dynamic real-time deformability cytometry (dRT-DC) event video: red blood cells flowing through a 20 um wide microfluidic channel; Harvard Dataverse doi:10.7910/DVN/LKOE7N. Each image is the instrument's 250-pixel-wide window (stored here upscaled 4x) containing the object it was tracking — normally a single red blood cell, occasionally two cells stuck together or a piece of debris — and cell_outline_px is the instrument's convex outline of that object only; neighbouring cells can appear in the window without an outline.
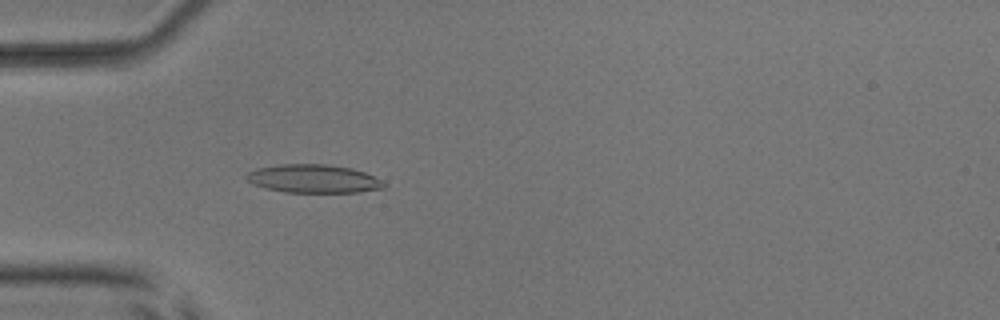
{"species": "common noctule bat (a hibernating species)", "species_latin": "Nyctalus noctula", "temperature_condition": "room temperature", "stored_images_in_passage": 4, "camera_frame_rate_fps": 3000, "um_per_image_px": 0.085, "animal": {"sex": "male", "body_mass_g": 17.9, "forearm_length_mm": 54.2}, "frame": {"image": 1, "passage_image": 4, "time_ms": 3.333, "image_size_px": [1000, 320], "cell_outline_px": [[388, 184], [384, 188], [360, 192], [284, 192], [264, 188], [252, 184], [244, 176], [248, 172], [256, 168], [280, 164], [324, 164], [352, 168], [364, 172]], "centroid_in_image_um": [26.62, 15.19], "position_along_channel_um": 58.4, "area_um2": 22.77}}